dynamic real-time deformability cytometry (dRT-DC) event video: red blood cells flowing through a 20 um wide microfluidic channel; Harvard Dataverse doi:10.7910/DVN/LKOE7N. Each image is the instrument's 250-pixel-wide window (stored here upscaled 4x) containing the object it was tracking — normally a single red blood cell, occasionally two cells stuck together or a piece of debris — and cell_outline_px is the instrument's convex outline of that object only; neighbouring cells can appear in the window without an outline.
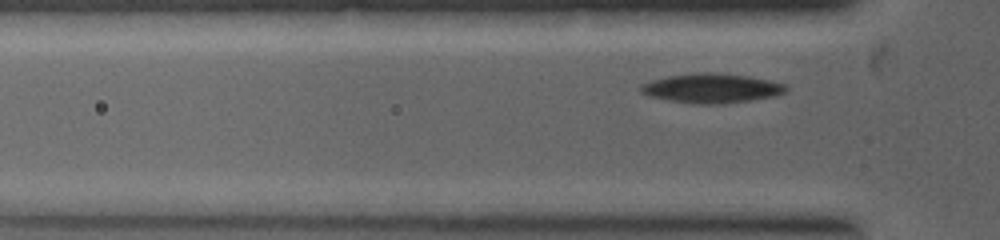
{"species": "common noctule bat (a hibernating species)", "species_latin": "Nyctalus noctula", "temperature_condition": "warm", "stored_images_in_passage": 3, "camera_frame_rate_fps": 5000, "um_per_image_px": 0.085, "animal": {"sex": "female", "body_mass_g": 19.0, "forearm_length_mm": 53.3}, "frame": {"image": 1, "passage_image": 2, "time_ms": 0.2, "image_size_px": [1000, 240], "cell_outline_px": [[788, 88], [784, 92], [776, 96], [724, 104], [696, 104], [668, 100], [652, 96], [640, 92], [640, 84], [652, 80], [668, 76], [696, 72], [712, 72], [748, 76], [768, 80], [784, 84]], "centroid_in_image_um": [60.48, 7.5], "position_along_channel_um": 65.3, "area_um2": 24.85}}